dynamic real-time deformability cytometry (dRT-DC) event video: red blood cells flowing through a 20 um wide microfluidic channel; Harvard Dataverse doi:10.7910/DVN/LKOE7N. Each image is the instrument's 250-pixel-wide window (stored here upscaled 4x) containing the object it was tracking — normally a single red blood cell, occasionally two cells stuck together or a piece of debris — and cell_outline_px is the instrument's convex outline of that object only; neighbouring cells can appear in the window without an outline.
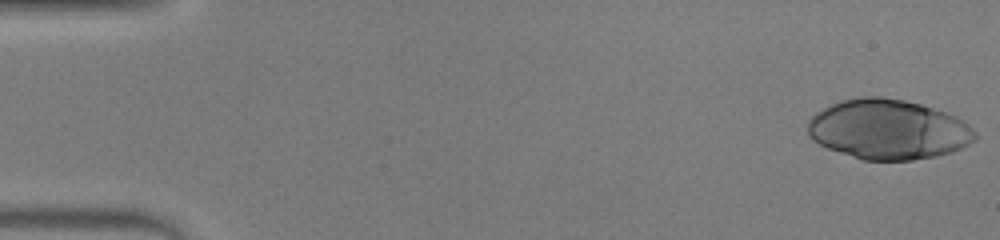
{"species": "human", "species_latin": "Homo sapiens", "temperature_condition": "warm", "stored_images_in_passage": 52, "camera_frame_rate_fps": 3000, "um_per_image_px": 0.085, "donor": {"sex": "male"}, "frame": {"image": 1, "passage_image": 1, "time_ms": 0.0, "image_size_px": [1000, 240], "cell_outline_px": [[976, 136], [968, 144], [952, 152], [936, 156], [912, 160], [860, 160], [828, 148], [812, 140], [808, 136], [808, 120], [816, 112], [832, 104], [844, 100], [864, 96], [880, 96], [904, 100], [920, 104], [956, 116], [968, 124], [976, 132]], "centroid_in_image_um": [75.48, 11.01], "position_along_channel_um": 9.5, "area_um2": 58.26}}